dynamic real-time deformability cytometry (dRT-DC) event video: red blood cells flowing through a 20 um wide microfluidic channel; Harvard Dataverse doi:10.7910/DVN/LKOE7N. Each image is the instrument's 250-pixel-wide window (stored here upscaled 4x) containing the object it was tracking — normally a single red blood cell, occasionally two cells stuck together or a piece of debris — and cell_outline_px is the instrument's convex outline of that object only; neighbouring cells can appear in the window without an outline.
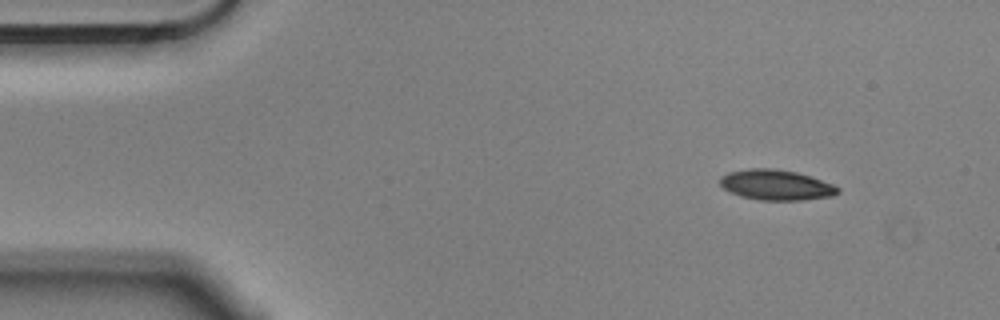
{"species": "Egyptian fruit bat (a non-hibernating species)", "species_latin": "Rousettus aegyptiacus", "temperature_condition": "cold", "stored_images_in_passage": 4, "segment_of_instrument_passage": [1, 2], "camera_frame_rate_fps": 3000, "um_per_image_px": 0.085, "animal": {"sex": "male"}, "frame": {"image": 1, "passage_image": 1, "time_ms": 0.0, "image_size_px": [1000, 320], "cell_outline_px": [[840, 192], [832, 196], [800, 200], [760, 200], [740, 196], [724, 188], [720, 184], [720, 176], [728, 172], [748, 168], [776, 168], [796, 172], [832, 184], [840, 188]], "centroid_in_image_um": [65.95, 15.71], "position_along_channel_um": 19.1, "area_um2": 20.75}}